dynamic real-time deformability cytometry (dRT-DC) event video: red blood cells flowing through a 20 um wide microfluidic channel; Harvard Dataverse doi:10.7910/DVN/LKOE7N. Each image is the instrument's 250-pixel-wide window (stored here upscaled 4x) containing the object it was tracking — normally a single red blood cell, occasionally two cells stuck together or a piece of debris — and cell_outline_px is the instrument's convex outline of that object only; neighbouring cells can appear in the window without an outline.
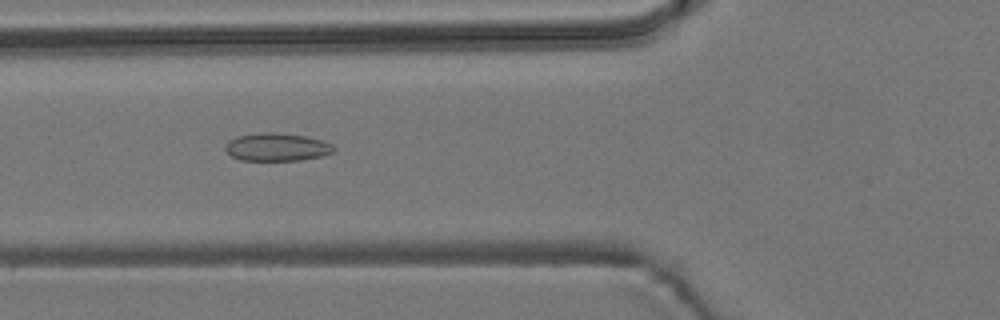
{"species": "common noctule bat (a hibernating species)", "species_latin": "Nyctalus noctula", "temperature_condition": "room temperature", "stored_images_in_passage": 26, "camera_frame_rate_fps": 3000, "um_per_image_px": 0.085, "animal": {"sex": "male", "body_mass_g": 19.2, "forearm_length_mm": 51.8}, "frame": {"image": 1, "passage_image": 8, "time_ms": 2.333, "image_size_px": [1000, 320], "cell_outline_px": [[336, 148], [332, 152], [324, 156], [300, 160], [240, 160], [232, 156], [224, 148], [228, 140], [236, 136], [260, 132], [276, 132], [304, 136], [324, 140], [332, 144]], "centroid_in_image_um": [23.55, 12.49], "position_along_channel_um": 102.3, "area_um2": 17.8}}
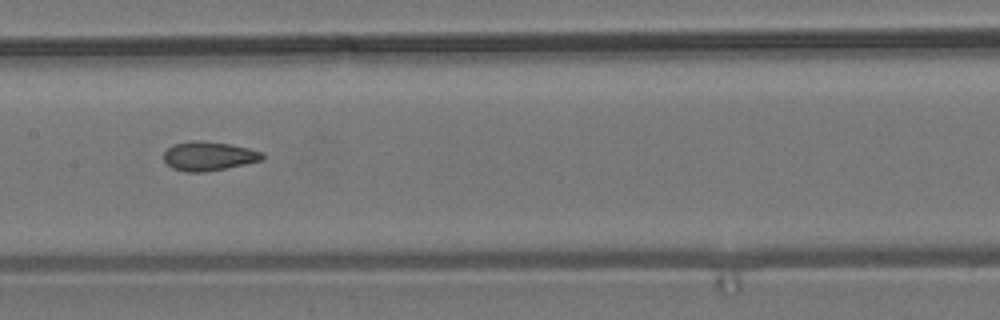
{"frame": {"image": 2, "passage_image": 15, "time_ms": 4.667, "image_size_px": [1000, 320], "cell_outline_px": [[264, 160], [204, 172], [184, 172], [172, 168], [164, 160], [164, 152], [172, 144], [192, 140], [200, 140], [232, 144], [264, 152]], "centroid_in_image_um": [17.74, 13.25], "position_along_channel_um": 189.7, "area_um2": 16.82}}
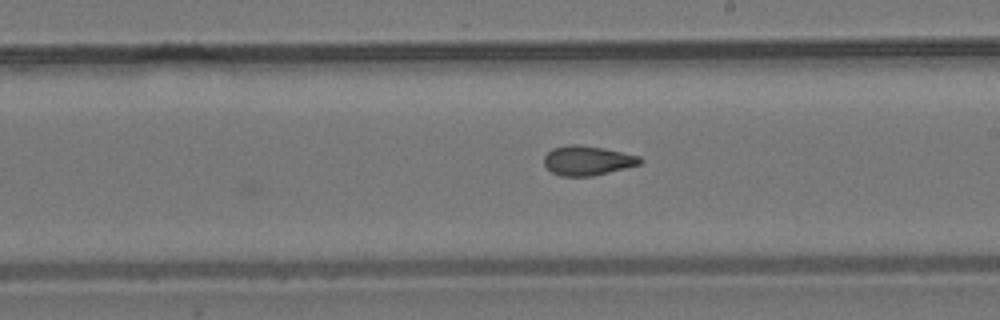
{"frame": {"image": 3, "passage_image": 19, "time_ms": 6.0, "image_size_px": [1000, 320], "cell_outline_px": [[644, 160], [640, 164], [592, 176], [560, 176], [552, 172], [544, 164], [544, 156], [552, 148], [568, 144], [580, 144], [604, 148], [640, 156]], "centroid_in_image_um": [49.92, 13.63], "position_along_channel_um": 239.1, "area_um2": 16.53}}